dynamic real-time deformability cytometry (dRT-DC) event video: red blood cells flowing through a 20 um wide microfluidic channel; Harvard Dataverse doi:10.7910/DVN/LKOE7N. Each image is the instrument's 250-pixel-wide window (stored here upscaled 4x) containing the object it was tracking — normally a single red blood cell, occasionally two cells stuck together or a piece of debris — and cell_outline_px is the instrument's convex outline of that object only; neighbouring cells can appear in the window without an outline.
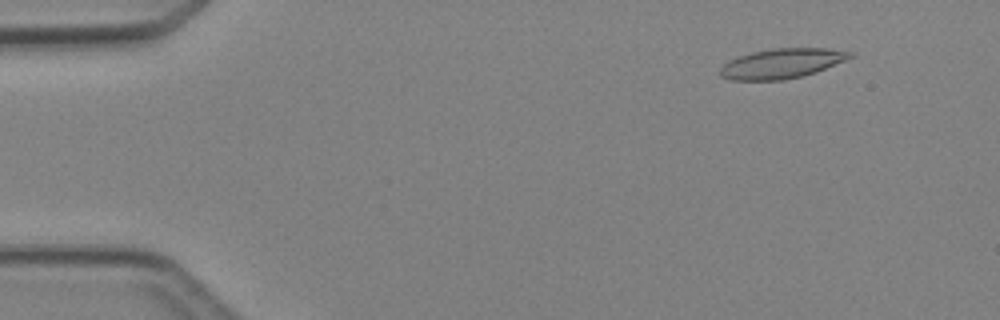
{"species": "Egyptian fruit bat (a non-hibernating species)", "species_latin": "Rousettus aegyptiacus", "temperature_condition": "cold", "stored_images_in_passage": 6, "camera_frame_rate_fps": 3000, "um_per_image_px": 0.085, "animal": {"sex": "female"}, "frame": {"image": 1, "passage_image": 2, "time_ms": 1.0, "image_size_px": [1000, 320], "cell_outline_px": [[856, 56], [816, 72], [804, 76], [784, 80], [728, 80], [720, 76], [720, 68], [728, 60], [752, 52], [772, 48], [828, 48], [856, 52]], "centroid_in_image_um": [66.49, 5.39], "position_along_channel_um": 18.5, "area_um2": 22.89}}
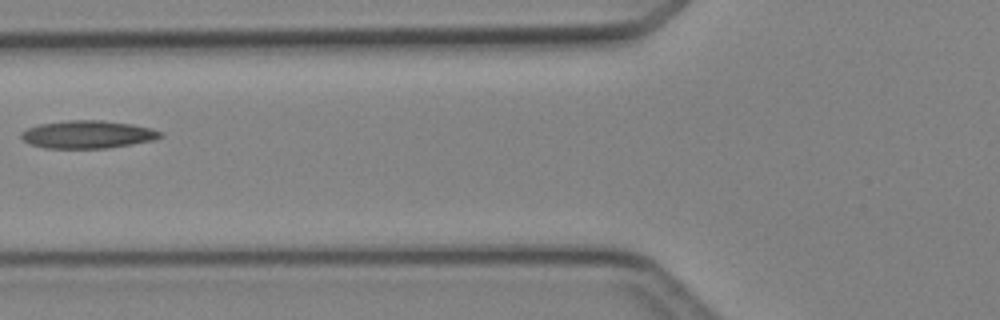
{"frame": {"image": 2, "passage_image": 6, "time_ms": 5.667, "image_size_px": [1000, 320], "cell_outline_px": [[164, 136], [156, 140], [108, 148], [44, 148], [28, 144], [20, 136], [20, 132], [28, 128], [40, 124], [68, 120], [100, 120], [132, 124], [152, 128], [160, 132]], "centroid_in_image_um": [7.46, 11.43], "position_along_channel_um": 118.3, "area_um2": 22.66}}